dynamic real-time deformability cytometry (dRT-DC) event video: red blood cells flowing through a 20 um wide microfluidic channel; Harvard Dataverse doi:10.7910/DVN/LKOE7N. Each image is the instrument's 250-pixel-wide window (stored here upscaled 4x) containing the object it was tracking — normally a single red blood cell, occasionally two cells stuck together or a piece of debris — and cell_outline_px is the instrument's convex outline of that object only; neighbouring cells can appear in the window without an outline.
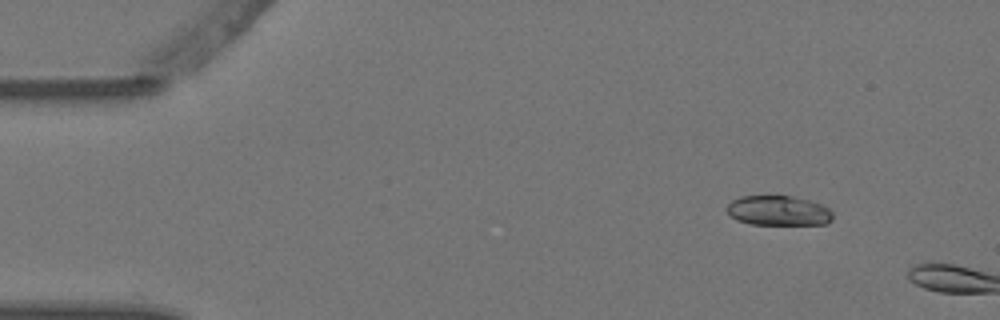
{"species": "Egyptian fruit bat (a non-hibernating species)", "species_latin": "Rousettus aegyptiacus", "temperature_condition": "warm", "stored_images_in_passage": 3, "camera_frame_rate_fps": 3000, "um_per_image_px": 0.085, "animal": {"sex": "female"}, "frame": {"image": 1, "passage_image": 2, "time_ms": 0.333, "image_size_px": [1000, 320], "cell_outline_px": [[832, 220], [828, 224], [752, 224], [736, 220], [728, 216], [724, 208], [732, 200], [740, 196], [792, 196], [808, 200], [820, 204], [828, 208], [832, 212]], "centroid_in_image_um": [66.11, 17.91], "position_along_channel_um": 18.9, "area_um2": 18.55}}